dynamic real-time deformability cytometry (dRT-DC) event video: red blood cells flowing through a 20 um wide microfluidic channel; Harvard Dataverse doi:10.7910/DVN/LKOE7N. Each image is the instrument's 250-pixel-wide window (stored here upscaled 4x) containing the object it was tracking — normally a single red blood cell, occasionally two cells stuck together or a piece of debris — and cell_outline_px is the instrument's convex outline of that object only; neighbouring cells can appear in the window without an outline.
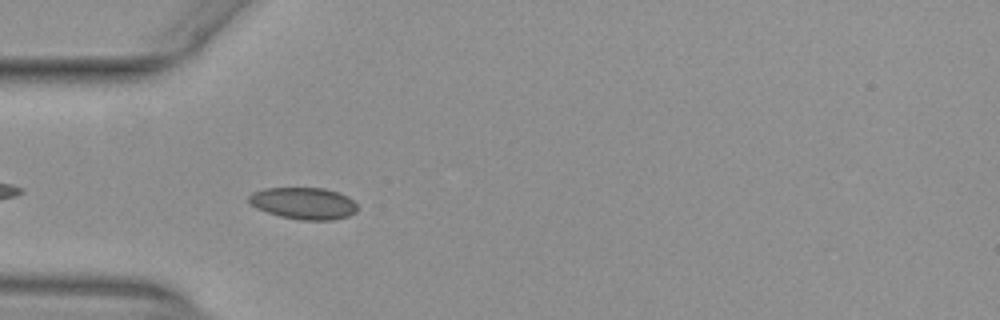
{"species": "common noctule bat (a hibernating species)", "species_latin": "Nyctalus noctula", "temperature_condition": "warm", "stored_images_in_passage": 7, "camera_frame_rate_fps": 3000, "um_per_image_px": 0.085, "animal": {"sex": "female", "body_mass_g": 29.2, "forearm_length_mm": 56.3}, "frame": {"image": 1, "passage_image": 3, "time_ms": 0.667, "image_size_px": [1000, 320], "cell_outline_px": [[356, 212], [348, 216], [332, 220], [300, 220], [280, 216], [256, 208], [248, 200], [248, 196], [252, 192], [264, 188], [324, 188], [348, 196], [356, 204]], "centroid_in_image_um": [25.8, 17.28], "position_along_channel_um": 59.2, "area_um2": 20.06}}
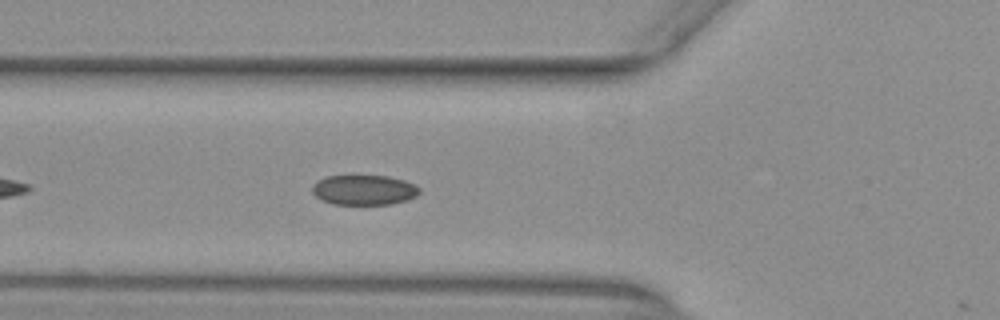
{"frame": {"image": 2, "passage_image": 6, "time_ms": 1.667, "image_size_px": [1000, 320], "cell_outline_px": [[420, 192], [416, 196], [408, 200], [392, 204], [332, 204], [316, 196], [312, 192], [312, 184], [316, 180], [328, 176], [352, 172], [388, 176], [404, 180], [416, 184], [420, 188]], "centroid_in_image_um": [30.93, 16.08], "position_along_channel_um": 94.9, "area_um2": 19.71}}